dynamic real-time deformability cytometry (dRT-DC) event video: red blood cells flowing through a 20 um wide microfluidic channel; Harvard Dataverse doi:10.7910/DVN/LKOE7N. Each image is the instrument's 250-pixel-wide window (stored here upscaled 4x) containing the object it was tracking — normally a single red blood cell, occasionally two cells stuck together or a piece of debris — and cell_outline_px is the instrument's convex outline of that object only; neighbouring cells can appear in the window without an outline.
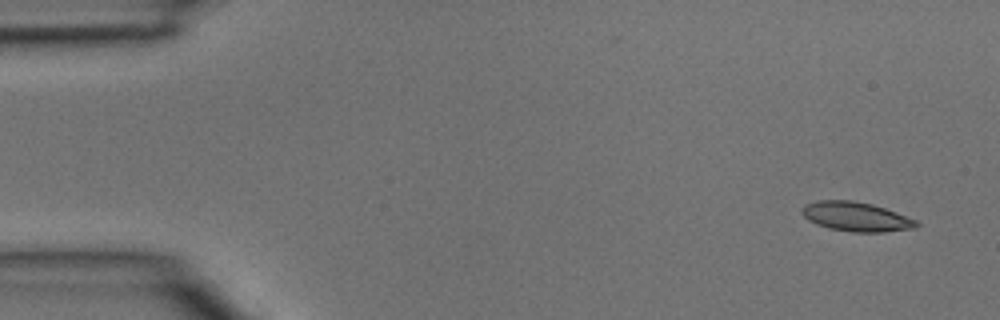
{"species": "common noctule bat (a hibernating species)", "species_latin": "Nyctalus noctula", "temperature_condition": "room temperature", "stored_images_in_passage": 4, "camera_frame_rate_fps": 3000, "um_per_image_px": 0.085, "animal": {"sex": "male", "body_mass_g": 15.6}, "frame": {"image": 1, "passage_image": 1, "time_ms": 0.0, "image_size_px": [1000, 320], "cell_outline_px": [[920, 224], [916, 228], [884, 232], [852, 232], [828, 228], [816, 224], [808, 220], [804, 216], [804, 204], [820, 200], [852, 200], [872, 204], [896, 212], [916, 220]], "centroid_in_image_um": [72.79, 18.42], "position_along_channel_um": 12.2, "area_um2": 19.48}}
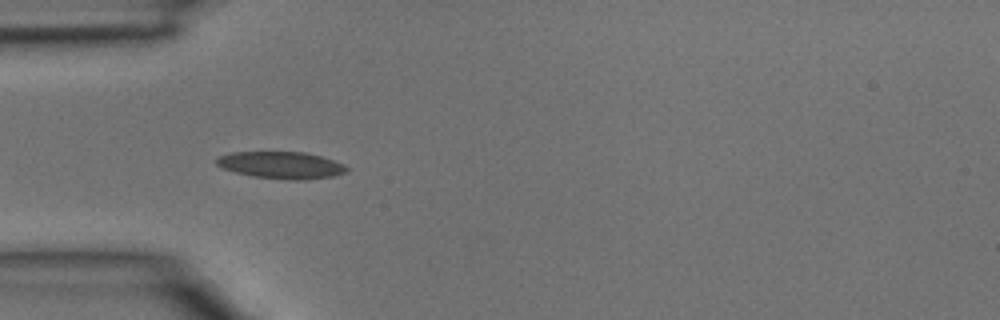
{"frame": {"image": 2, "passage_image": 4, "time_ms": 1.0, "image_size_px": [1000, 320], "cell_outline_px": [[348, 172], [332, 176], [304, 180], [284, 180], [252, 176], [236, 172], [224, 168], [216, 164], [216, 160], [220, 156], [232, 152], [304, 152], [320, 156], [344, 164], [348, 168]], "centroid_in_image_um": [23.93, 14.04], "position_along_channel_um": 61.1, "area_um2": 20.4}}